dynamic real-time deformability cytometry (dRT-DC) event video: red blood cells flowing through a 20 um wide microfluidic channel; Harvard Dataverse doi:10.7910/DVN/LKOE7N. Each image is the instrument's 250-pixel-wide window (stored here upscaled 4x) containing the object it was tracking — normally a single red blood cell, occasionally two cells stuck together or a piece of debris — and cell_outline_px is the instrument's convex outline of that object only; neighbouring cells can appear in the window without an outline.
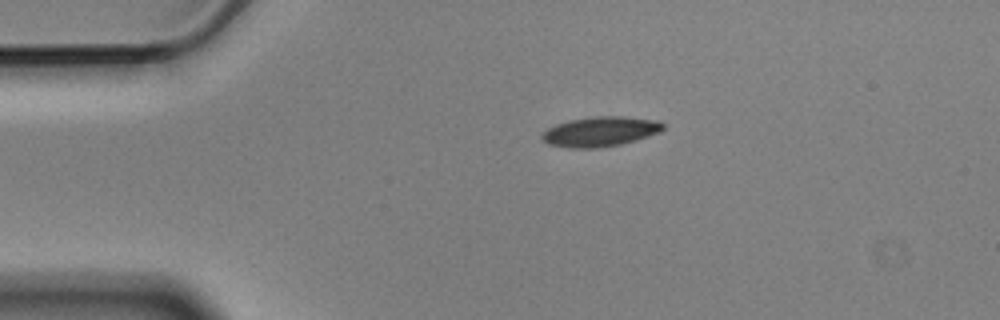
{"species": "Egyptian fruit bat (a non-hibernating species)", "species_latin": "Rousettus aegyptiacus", "temperature_condition": "cold", "stored_images_in_passage": 4, "camera_frame_rate_fps": 3000, "um_per_image_px": 0.085, "animal": {"sex": "male"}, "frame": {"image": 1, "passage_image": 1, "time_ms": 0.0, "image_size_px": [1000, 320], "cell_outline_px": [[664, 128], [660, 132], [620, 144], [596, 148], [568, 148], [548, 144], [540, 136], [548, 128], [556, 124], [568, 120], [596, 116], [624, 116], [660, 120], [664, 124]], "centroid_in_image_um": [51.03, 11.17], "position_along_channel_um": 34.0, "area_um2": 21.04}}
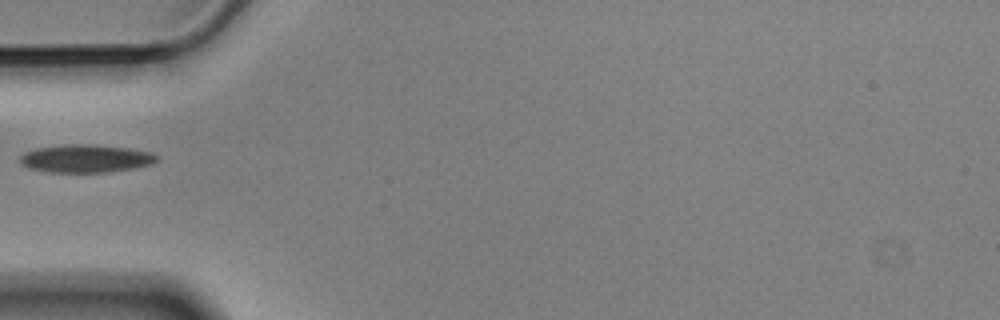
{"frame": {"image": 2, "passage_image": 3, "time_ms": 0.667, "image_size_px": [1000, 320], "cell_outline_px": [[156, 160], [152, 164], [132, 168], [108, 172], [48, 172], [28, 168], [20, 164], [20, 156], [24, 152], [36, 148], [64, 144], [96, 144], [128, 148], [152, 152], [156, 156]], "centroid_in_image_um": [7.24, 13.47], "position_along_channel_um": 77.8, "area_um2": 22.37}}
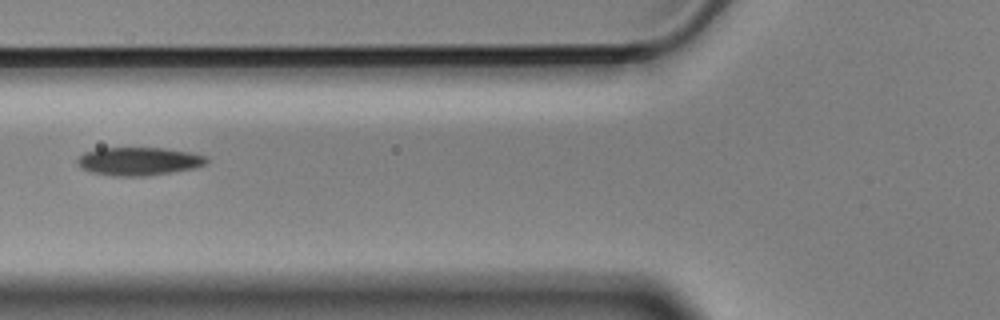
{"frame": {"image": 3, "passage_image": 4, "time_ms": 1.0, "image_size_px": [1000, 320], "cell_outline_px": [[208, 160], [204, 164], [192, 168], [144, 176], [116, 176], [92, 172], [84, 168], [76, 160], [84, 152], [100, 148], [164, 148], [188, 152], [208, 156]], "centroid_in_image_um": [11.8, 13.69], "position_along_channel_um": 114.0, "area_um2": 20.75}}